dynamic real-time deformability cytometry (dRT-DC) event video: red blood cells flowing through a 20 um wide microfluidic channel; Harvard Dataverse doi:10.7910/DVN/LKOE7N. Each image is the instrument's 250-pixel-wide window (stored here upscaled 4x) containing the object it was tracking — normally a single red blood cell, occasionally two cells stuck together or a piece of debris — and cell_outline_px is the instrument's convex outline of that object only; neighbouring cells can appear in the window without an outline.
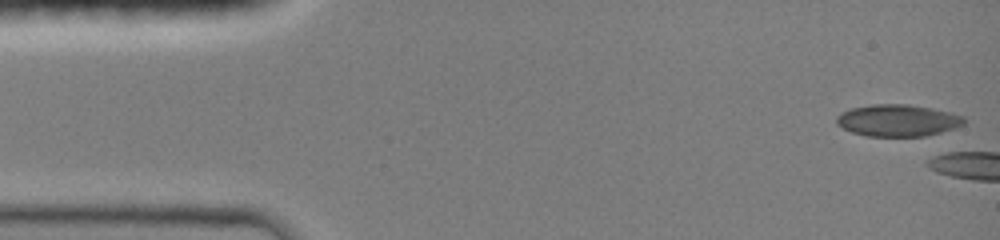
{"species": "common noctule bat (a hibernating species)", "species_latin": "Nyctalus noctula", "temperature_condition": "room temperature", "stored_images_in_passage": 5, "camera_frame_rate_fps": 3000, "um_per_image_px": 0.085, "animal": {"sex": "female", "body_mass_g": 19.0, "forearm_length_mm": 51.5}, "frame": {"image": 1, "passage_image": 1, "time_ms": 0.0, "image_size_px": [1000, 240], "cell_outline_px": [[964, 124], [956, 128], [924, 136], [868, 136], [852, 132], [836, 124], [836, 116], [840, 112], [852, 108], [872, 104], [908, 104], [932, 108], [952, 112], [964, 116]], "centroid_in_image_um": [76.31, 10.23], "position_along_channel_um": 8.7, "area_um2": 23.76}}